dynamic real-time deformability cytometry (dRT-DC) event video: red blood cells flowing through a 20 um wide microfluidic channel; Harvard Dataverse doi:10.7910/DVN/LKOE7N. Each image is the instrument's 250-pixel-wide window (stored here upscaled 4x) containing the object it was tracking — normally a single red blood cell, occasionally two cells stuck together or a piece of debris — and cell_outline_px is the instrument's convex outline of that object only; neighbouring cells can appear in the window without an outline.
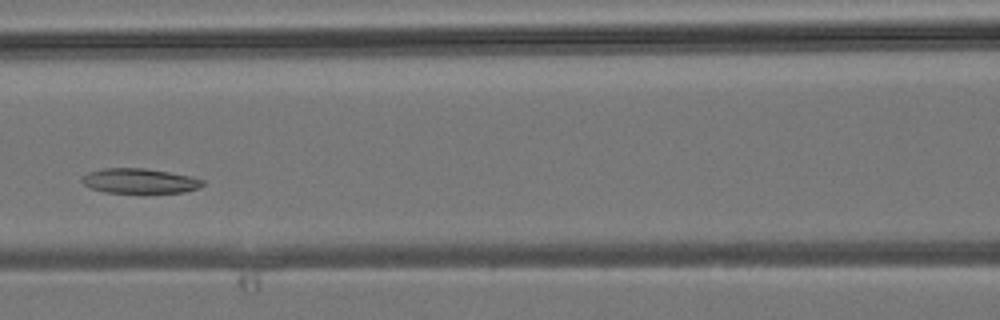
{"species": "common noctule bat (a hibernating species)", "species_latin": "Nyctalus noctula", "temperature_condition": "room temperature", "stored_images_in_passage": 33, "camera_frame_rate_fps": 3000, "um_per_image_px": 0.085, "animal": {"sex": "male", "body_mass_g": 19.2, "forearm_length_mm": 51.8}, "frame": {"image": 1, "passage_image": 13, "time_ms": 4.0, "image_size_px": [1000, 320], "cell_outline_px": [[204, 184], [200, 188], [184, 192], [104, 192], [88, 188], [80, 180], [88, 172], [104, 168], [144, 168], [192, 176], [204, 180]], "centroid_in_image_um": [11.87, 15.37], "position_along_channel_um": 154.7, "area_um2": 17.46}}
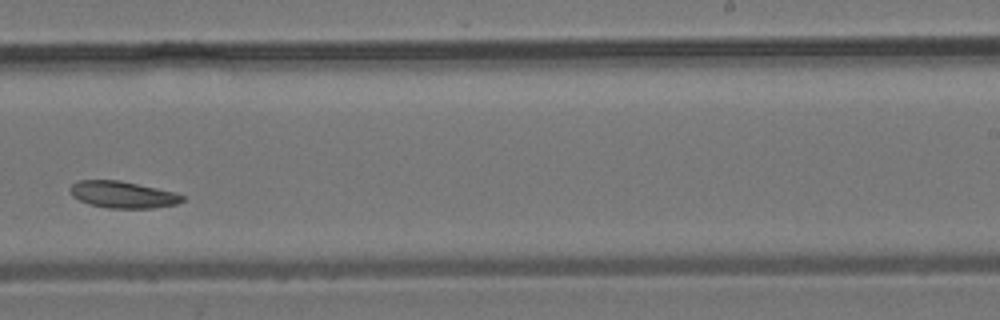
{"frame": {"image": 2, "passage_image": 21, "time_ms": 6.667, "image_size_px": [1000, 320], "cell_outline_px": [[184, 200], [176, 204], [152, 208], [108, 208], [88, 204], [72, 196], [68, 188], [72, 184], [80, 180], [120, 180], [176, 192], [184, 196]], "centroid_in_image_um": [10.43, 16.54], "position_along_channel_um": 278.6, "area_um2": 17.57}}
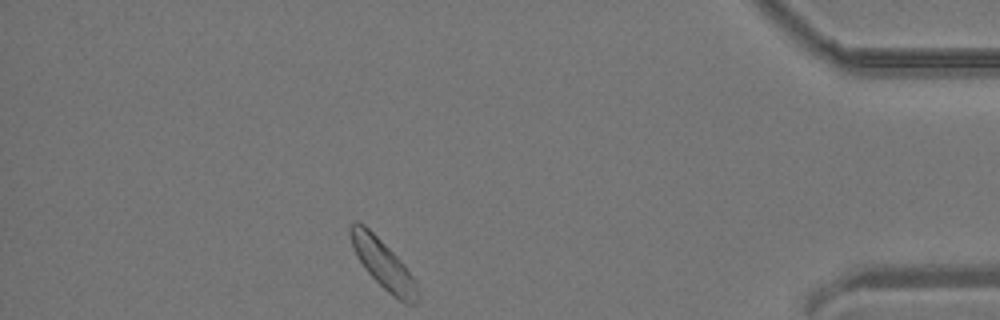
{"frame": {"image": 3, "passage_image": 32, "time_ms": 10.333, "image_size_px": [1000, 320], "cell_outline_px": [[420, 296], [412, 304], [404, 304], [388, 292], [364, 268], [356, 256], [352, 248], [348, 232], [348, 224], [356, 220], [364, 224], [404, 264], [416, 280]], "centroid_in_image_um": [32.54, 22.43], "position_along_channel_um": 402.7, "area_um2": 19.19}}